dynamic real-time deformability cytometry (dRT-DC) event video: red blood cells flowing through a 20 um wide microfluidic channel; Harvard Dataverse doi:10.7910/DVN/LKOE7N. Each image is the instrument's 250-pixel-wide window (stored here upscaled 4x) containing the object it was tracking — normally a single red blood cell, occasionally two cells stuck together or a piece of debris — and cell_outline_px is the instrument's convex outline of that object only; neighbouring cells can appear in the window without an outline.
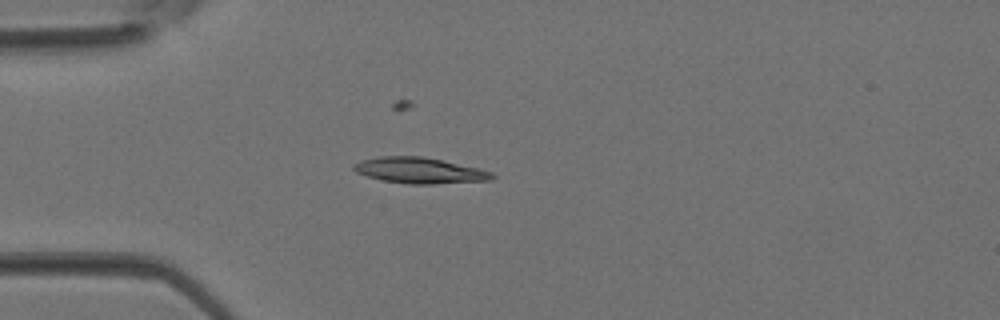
{"species": "Egyptian fruit bat (a non-hibernating species)", "species_latin": "Rousettus aegyptiacus", "temperature_condition": "room temperature", "stored_images_in_passage": 3, "camera_frame_rate_fps": 3000, "um_per_image_px": 0.085, "animal": {"sex": "female"}, "frame": {"image": 1, "passage_image": 3, "time_ms": 0.667, "image_size_px": [1000, 320], "cell_outline_px": [[496, 176], [492, 180], [432, 184], [408, 184], [384, 180], [368, 176], [356, 172], [352, 168], [352, 164], [360, 160], [380, 156], [424, 156], [480, 168], [492, 172]], "centroid_in_image_um": [35.68, 14.48], "position_along_channel_um": 49.3, "area_um2": 20.98}}